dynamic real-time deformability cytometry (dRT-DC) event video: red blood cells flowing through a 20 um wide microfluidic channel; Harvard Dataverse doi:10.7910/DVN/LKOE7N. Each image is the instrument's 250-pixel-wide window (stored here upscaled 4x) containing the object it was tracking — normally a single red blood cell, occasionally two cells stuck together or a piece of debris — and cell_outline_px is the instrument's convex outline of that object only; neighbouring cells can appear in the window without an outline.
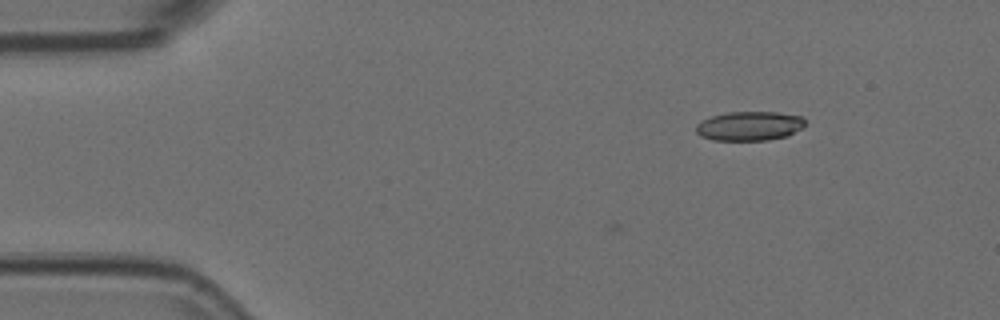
{"species": "Egyptian fruit bat (a non-hibernating species)", "species_latin": "Rousettus aegyptiacus", "temperature_condition": "room temperature", "stored_images_in_passage": 4, "camera_frame_rate_fps": 3000, "um_per_image_px": 0.085, "animal": {"sex": "female"}, "frame": {"image": 1, "passage_image": 4, "time_ms": 1.0, "image_size_px": [1000, 320], "cell_outline_px": [[804, 124], [800, 128], [788, 136], [768, 140], [712, 140], [700, 136], [696, 132], [696, 124], [700, 120], [712, 116], [728, 112], [776, 112], [800, 116], [804, 120]], "centroid_in_image_um": [63.65, 10.71], "position_along_channel_um": 21.4, "area_um2": 18.55}}